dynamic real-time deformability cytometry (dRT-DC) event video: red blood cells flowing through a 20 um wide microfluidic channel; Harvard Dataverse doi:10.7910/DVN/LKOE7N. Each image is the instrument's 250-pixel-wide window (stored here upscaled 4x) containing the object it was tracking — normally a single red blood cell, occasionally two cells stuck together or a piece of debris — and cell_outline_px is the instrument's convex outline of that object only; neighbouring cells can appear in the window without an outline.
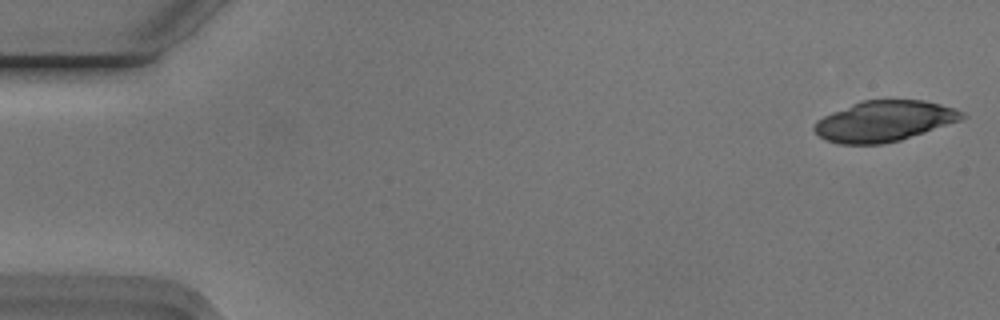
{"species": "Egyptian fruit bat (a non-hibernating species)", "species_latin": "Rousettus aegyptiacus", "temperature_condition": "cold", "stored_images_in_passage": 5, "camera_frame_rate_fps": 3000, "um_per_image_px": 0.085, "animal": {"sex": "male"}, "frame": {"image": 1, "passage_image": 1, "time_ms": 0.0, "image_size_px": [1000, 320], "cell_outline_px": [[968, 116], [960, 120], [900, 140], [884, 144], [840, 144], [828, 140], [820, 136], [812, 128], [816, 120], [832, 112], [860, 100], [924, 100], [956, 108], [964, 112]], "centroid_in_image_um": [75.16, 10.28], "position_along_channel_um": 9.8, "area_um2": 34.91}}